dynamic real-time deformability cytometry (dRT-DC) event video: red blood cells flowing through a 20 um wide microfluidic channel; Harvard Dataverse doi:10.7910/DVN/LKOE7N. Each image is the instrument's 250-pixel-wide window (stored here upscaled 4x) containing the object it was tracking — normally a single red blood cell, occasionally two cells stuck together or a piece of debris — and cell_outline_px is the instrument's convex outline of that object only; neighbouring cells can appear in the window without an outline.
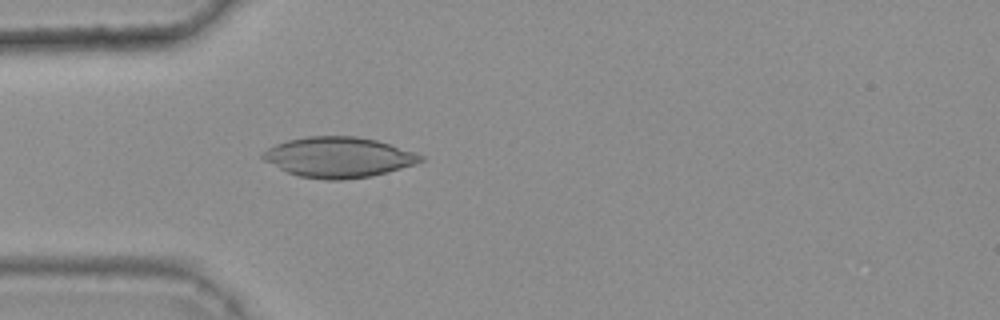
{"species": "common noctule bat (a hibernating species)", "species_latin": "Nyctalus noctula", "temperature_condition": "warm", "stored_images_in_passage": 37, "camera_frame_rate_fps": 3000, "um_per_image_px": 0.085, "animal": {"sex": "female", "body_mass_g": 25.1}, "frame": {"image": 1, "passage_image": 7, "time_ms": 2.0, "image_size_px": [1000, 320], "cell_outline_px": [[424, 160], [388, 172], [372, 176], [340, 180], [324, 180], [296, 176], [264, 160], [260, 156], [268, 148], [276, 144], [288, 140], [308, 136], [356, 136], [376, 140], [416, 152], [424, 156]], "centroid_in_image_um": [28.77, 13.37], "position_along_channel_um": 56.2, "area_um2": 36.99}}
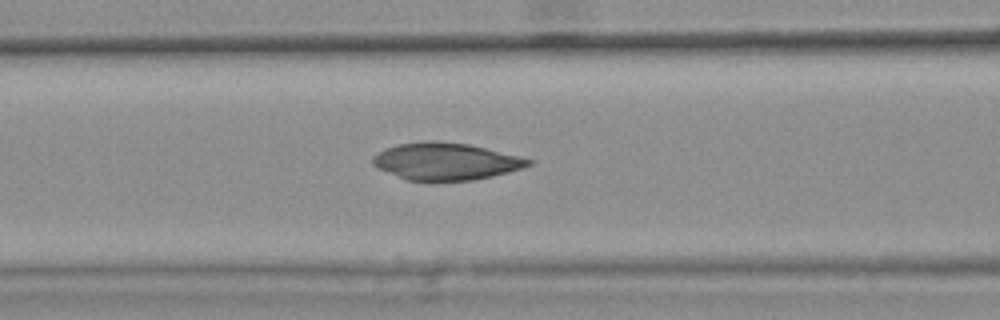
{"frame": {"image": 2, "passage_image": 13, "time_ms": 4.0, "image_size_px": [1000, 320], "cell_outline_px": [[532, 164], [524, 168], [492, 176], [472, 180], [408, 180], [376, 168], [372, 164], [372, 156], [384, 148], [400, 144], [432, 140], [436, 140], [468, 144], [532, 160]], "centroid_in_image_um": [37.84, 13.71], "position_along_channel_um": 128.8, "area_um2": 33.29}}
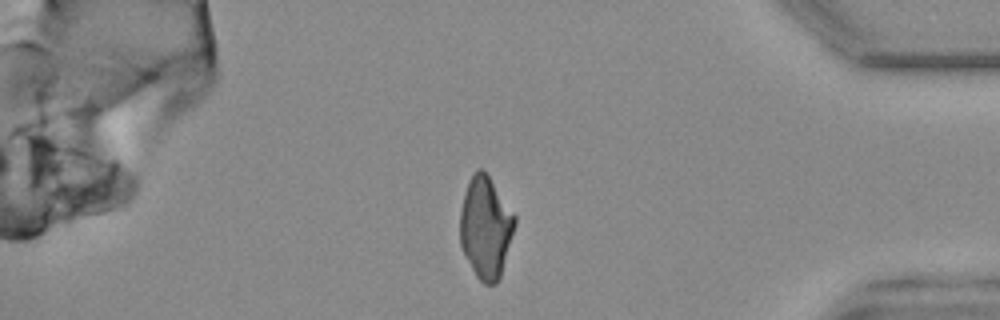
{"frame": {"image": 3, "passage_image": 36, "time_ms": 11.667, "image_size_px": [1000, 320], "cell_outline_px": [[516, 224], [500, 276], [496, 284], [484, 284], [476, 276], [460, 244], [460, 212], [464, 192], [468, 180], [472, 172], [476, 168], [484, 168], [516, 216]], "centroid_in_image_um": [41.27, 19.27], "position_along_channel_um": 393.9, "area_um2": 32.54}}